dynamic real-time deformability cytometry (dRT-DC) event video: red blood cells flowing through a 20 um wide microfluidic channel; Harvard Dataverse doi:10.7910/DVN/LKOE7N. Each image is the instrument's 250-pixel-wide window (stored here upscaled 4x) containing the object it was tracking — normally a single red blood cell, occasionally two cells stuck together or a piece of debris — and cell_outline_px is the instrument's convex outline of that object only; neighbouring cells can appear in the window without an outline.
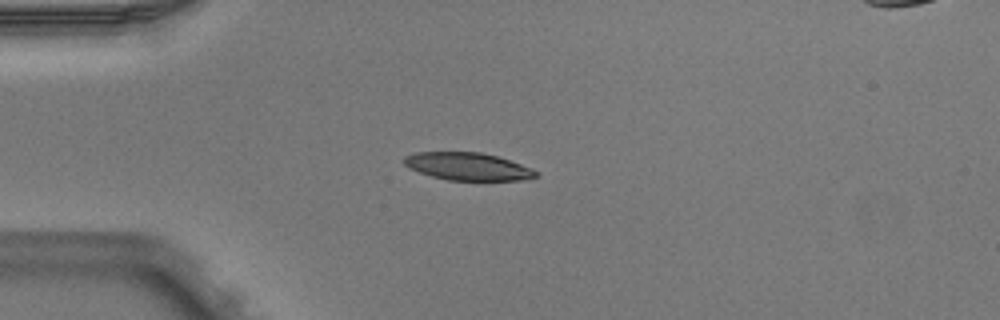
{"species": "Egyptian fruit bat (a non-hibernating species)", "species_latin": "Rousettus aegyptiacus", "temperature_condition": "warm", "stored_images_in_passage": 4, "camera_frame_rate_fps": 3000, "um_per_image_px": 0.085, "animal": {"sex": "male"}, "frame": {"image": 1, "passage_image": 2, "time_ms": 0.333, "image_size_px": [1000, 320], "cell_outline_px": [[540, 172], [536, 176], [520, 180], [448, 180], [432, 176], [408, 168], [404, 164], [404, 156], [416, 152], [480, 152], [496, 156], [520, 164]], "centroid_in_image_um": [39.73, 14.14], "position_along_channel_um": 45.3, "area_um2": 20.98}}
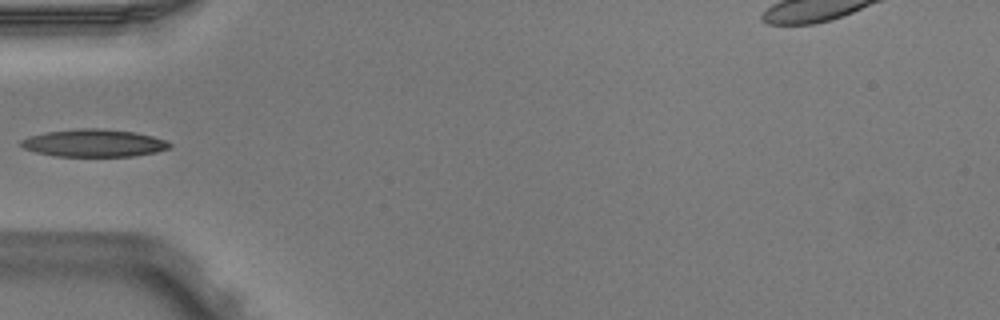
{"frame": {"image": 2, "passage_image": 3, "time_ms": 0.667, "image_size_px": [1000, 320], "cell_outline_px": [[172, 148], [156, 152], [132, 156], [56, 156], [36, 152], [24, 148], [20, 144], [20, 140], [28, 136], [44, 132], [80, 128], [104, 128], [136, 132], [152, 136], [164, 140], [172, 144]], "centroid_in_image_um": [7.98, 12.15], "position_along_channel_um": 77.0, "area_um2": 23.99}}